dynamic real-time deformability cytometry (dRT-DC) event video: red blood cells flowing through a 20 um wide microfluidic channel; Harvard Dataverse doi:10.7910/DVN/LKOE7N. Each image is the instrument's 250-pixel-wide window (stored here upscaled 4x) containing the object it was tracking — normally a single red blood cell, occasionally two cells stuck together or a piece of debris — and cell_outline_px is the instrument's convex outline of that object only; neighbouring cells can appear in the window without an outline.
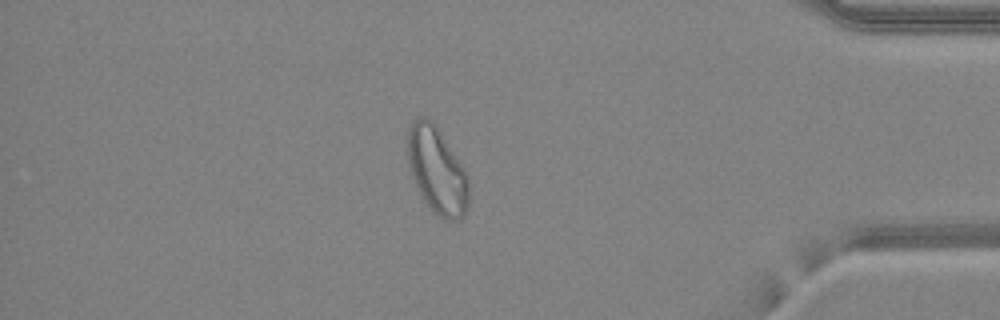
{"species": "common noctule bat (a hibernating species)", "species_latin": "Nyctalus noctula", "temperature_condition": "warm", "stored_images_in_passage": 49, "camera_frame_rate_fps": 3000, "um_per_image_px": 0.085, "animal": {"sex": "female", "body_mass_g": 24.6, "forearm_length_mm": 56.2}, "frame": {"image": 1, "passage_image": 42, "time_ms": 13.667, "image_size_px": [1000, 320], "cell_outline_px": [[468, 204], [460, 220], [448, 220], [432, 212], [420, 196], [412, 176], [408, 164], [408, 124], [412, 120], [420, 116], [428, 116], [436, 124], [464, 168], [468, 176]], "centroid_in_image_um": [37.12, 14.45], "position_along_channel_um": 398.1, "area_um2": 31.15}, "authors_computed_cell_mechanics": {"area_um2": 29.3624, "velocity_mm_per_s": 4.2337, "shape_relaxation_time_tau1_ms": null, "shape_relaxation_time_tau2_ms": 1.8668, "deformation_change_tau1": null, "deformation_change_tau2": 0.0907}}